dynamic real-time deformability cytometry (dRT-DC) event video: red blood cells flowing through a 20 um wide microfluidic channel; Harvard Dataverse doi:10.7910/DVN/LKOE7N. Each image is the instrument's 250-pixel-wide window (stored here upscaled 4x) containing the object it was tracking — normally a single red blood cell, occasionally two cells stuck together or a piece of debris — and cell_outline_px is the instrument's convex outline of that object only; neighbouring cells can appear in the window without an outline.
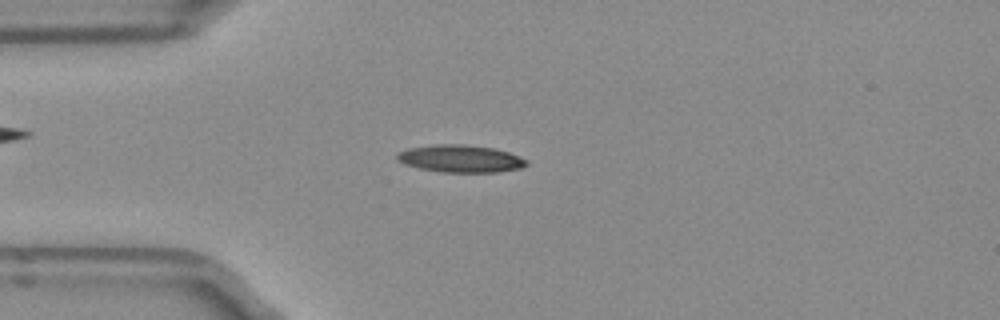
{"species": "Egyptian fruit bat (a non-hibernating species)", "species_latin": "Rousettus aegyptiacus", "temperature_condition": "room temperature", "stored_images_in_passage": 31, "camera_frame_rate_fps": 3000, "um_per_image_px": 0.085, "frame": {"image": 1, "passage_image": 3, "time_ms": 0.667, "image_size_px": [1000, 320], "cell_outline_px": [[528, 164], [520, 168], [496, 172], [440, 172], [420, 168], [404, 164], [396, 160], [396, 152], [408, 148], [436, 144], [464, 144], [492, 148], [508, 152], [528, 160]], "centroid_in_image_um": [39.1, 13.48], "position_along_channel_um": 45.9, "area_um2": 20.69}}
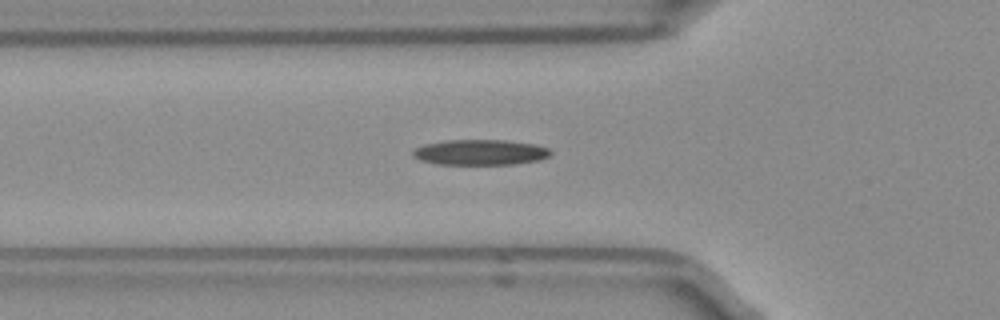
{"frame": {"image": 2, "passage_image": 7, "time_ms": 2.0, "image_size_px": [1000, 320], "cell_outline_px": [[552, 152], [548, 156], [540, 160], [512, 164], [440, 164], [420, 160], [412, 156], [412, 152], [416, 148], [424, 144], [444, 140], [508, 140], [536, 144], [548, 148]], "centroid_in_image_um": [40.82, 12.93], "position_along_channel_um": 85.0, "area_um2": 20.46}}
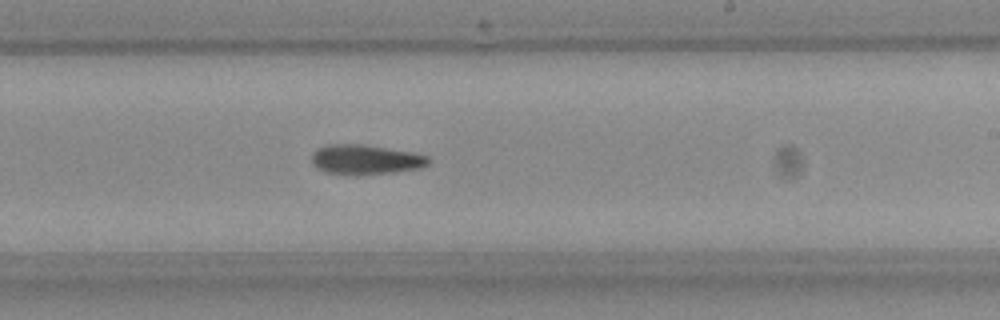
{"frame": {"image": 3, "passage_image": 20, "time_ms": 6.333, "image_size_px": [1000, 320], "cell_outline_px": [[432, 160], [428, 164], [420, 168], [396, 172], [356, 176], [324, 172], [316, 168], [312, 164], [312, 152], [316, 148], [328, 144], [364, 144], [412, 152], [428, 156]], "centroid_in_image_um": [31.05, 13.57], "position_along_channel_um": 258.0, "area_um2": 20.75}}